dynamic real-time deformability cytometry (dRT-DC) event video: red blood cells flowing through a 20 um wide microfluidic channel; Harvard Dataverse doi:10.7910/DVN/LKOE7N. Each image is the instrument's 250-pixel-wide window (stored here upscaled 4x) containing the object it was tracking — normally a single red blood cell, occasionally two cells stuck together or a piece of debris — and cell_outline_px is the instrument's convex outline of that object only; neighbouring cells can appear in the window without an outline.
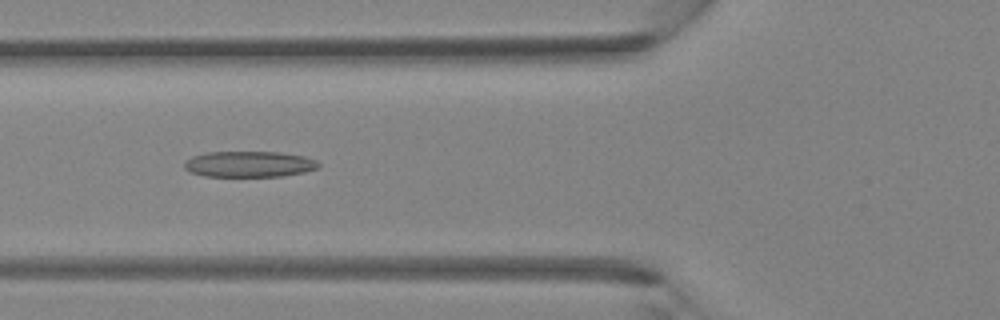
{"species": "Egyptian fruit bat (a non-hibernating species)", "species_latin": "Rousettus aegyptiacus", "temperature_condition": "room temperature", "stored_images_in_passage": 40, "camera_frame_rate_fps": 3000, "um_per_image_px": 0.085, "animal": {"sex": "female"}, "frame": {"image": 1, "passage_image": 15, "time_ms": 4.667, "image_size_px": [1000, 320], "cell_outline_px": [[320, 168], [304, 172], [284, 176], [204, 176], [188, 172], [184, 168], [184, 164], [192, 156], [208, 152], [280, 152], [304, 156], [316, 160], [320, 164]], "centroid_in_image_um": [21.2, 13.95], "position_along_channel_um": 104.6, "area_um2": 20.35}}
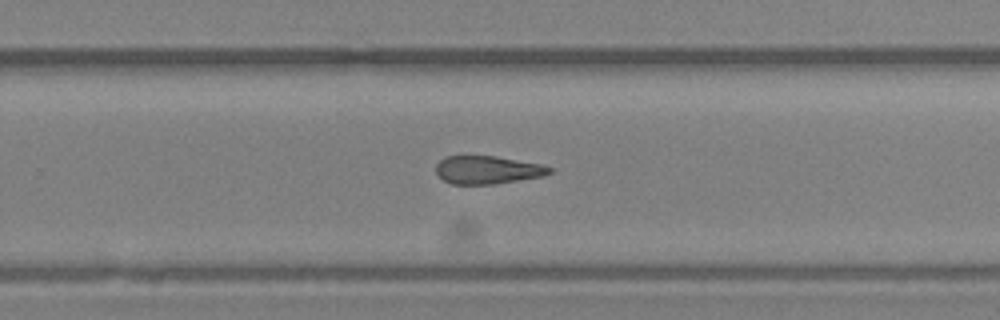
{"frame": {"image": 2, "passage_image": 26, "time_ms": 8.333, "image_size_px": [1000, 320], "cell_outline_px": [[552, 172], [544, 176], [492, 184], [452, 184], [444, 180], [436, 172], [436, 164], [444, 156], [496, 156], [540, 164], [552, 168]], "centroid_in_image_um": [41.43, 14.43], "position_along_channel_um": 288.4, "area_um2": 18.44}}
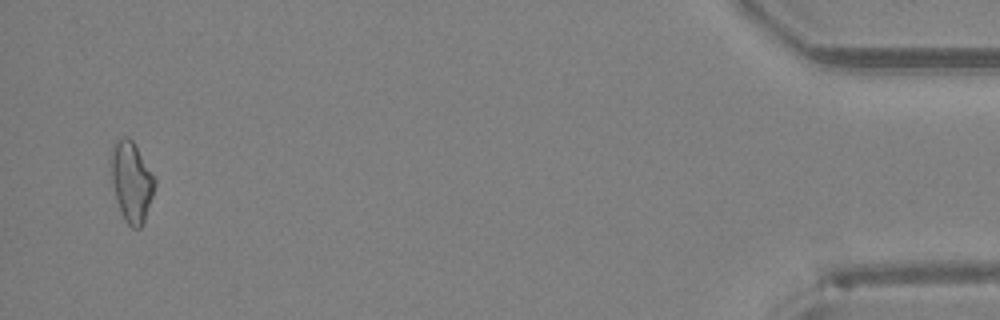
{"frame": {"image": 3, "passage_image": 39, "time_ms": 12.667, "image_size_px": [1000, 320], "cell_outline_px": [[156, 184], [144, 224], [140, 228], [132, 228], [124, 220], [120, 212], [116, 200], [112, 184], [112, 152], [116, 140], [124, 136], [128, 136], [132, 140], [156, 180]], "centroid_in_image_um": [11.19, 15.5], "position_along_channel_um": 424.0, "area_um2": 20.23}}